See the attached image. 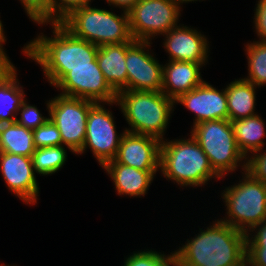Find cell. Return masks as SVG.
<instances>
[{
	"instance_id": "cell-31",
	"label": "cell",
	"mask_w": 266,
	"mask_h": 266,
	"mask_svg": "<svg viewBox=\"0 0 266 266\" xmlns=\"http://www.w3.org/2000/svg\"><path fill=\"white\" fill-rule=\"evenodd\" d=\"M94 0H51V22H60L74 8L86 6Z\"/></svg>"
},
{
	"instance_id": "cell-27",
	"label": "cell",
	"mask_w": 266,
	"mask_h": 266,
	"mask_svg": "<svg viewBox=\"0 0 266 266\" xmlns=\"http://www.w3.org/2000/svg\"><path fill=\"white\" fill-rule=\"evenodd\" d=\"M33 140L35 148L63 145L58 127L50 118L33 130Z\"/></svg>"
},
{
	"instance_id": "cell-3",
	"label": "cell",
	"mask_w": 266,
	"mask_h": 266,
	"mask_svg": "<svg viewBox=\"0 0 266 266\" xmlns=\"http://www.w3.org/2000/svg\"><path fill=\"white\" fill-rule=\"evenodd\" d=\"M189 137L161 141L160 172L164 178L186 188L204 187L210 180L221 179L197 141L191 134Z\"/></svg>"
},
{
	"instance_id": "cell-10",
	"label": "cell",
	"mask_w": 266,
	"mask_h": 266,
	"mask_svg": "<svg viewBox=\"0 0 266 266\" xmlns=\"http://www.w3.org/2000/svg\"><path fill=\"white\" fill-rule=\"evenodd\" d=\"M105 104L115 105V102H96L87 116L85 142L77 155H82L90 149L95 160L102 167L115 158L121 139L126 132L117 133L115 119L111 109H106Z\"/></svg>"
},
{
	"instance_id": "cell-2",
	"label": "cell",
	"mask_w": 266,
	"mask_h": 266,
	"mask_svg": "<svg viewBox=\"0 0 266 266\" xmlns=\"http://www.w3.org/2000/svg\"><path fill=\"white\" fill-rule=\"evenodd\" d=\"M175 250L179 266H246L247 235L219 219Z\"/></svg>"
},
{
	"instance_id": "cell-11",
	"label": "cell",
	"mask_w": 266,
	"mask_h": 266,
	"mask_svg": "<svg viewBox=\"0 0 266 266\" xmlns=\"http://www.w3.org/2000/svg\"><path fill=\"white\" fill-rule=\"evenodd\" d=\"M152 41L126 42L127 90L161 92L163 64L149 51Z\"/></svg>"
},
{
	"instance_id": "cell-7",
	"label": "cell",
	"mask_w": 266,
	"mask_h": 266,
	"mask_svg": "<svg viewBox=\"0 0 266 266\" xmlns=\"http://www.w3.org/2000/svg\"><path fill=\"white\" fill-rule=\"evenodd\" d=\"M241 173L239 183L225 187L221 193L227 215L219 220L248 233L266 219V185L247 171Z\"/></svg>"
},
{
	"instance_id": "cell-17",
	"label": "cell",
	"mask_w": 266,
	"mask_h": 266,
	"mask_svg": "<svg viewBox=\"0 0 266 266\" xmlns=\"http://www.w3.org/2000/svg\"><path fill=\"white\" fill-rule=\"evenodd\" d=\"M163 65V84L161 92L172 100L201 85L205 80L201 69L207 63L169 61Z\"/></svg>"
},
{
	"instance_id": "cell-23",
	"label": "cell",
	"mask_w": 266,
	"mask_h": 266,
	"mask_svg": "<svg viewBox=\"0 0 266 266\" xmlns=\"http://www.w3.org/2000/svg\"><path fill=\"white\" fill-rule=\"evenodd\" d=\"M17 75L16 71L6 82L0 84V124L14 123L18 110L26 99Z\"/></svg>"
},
{
	"instance_id": "cell-36",
	"label": "cell",
	"mask_w": 266,
	"mask_h": 266,
	"mask_svg": "<svg viewBox=\"0 0 266 266\" xmlns=\"http://www.w3.org/2000/svg\"><path fill=\"white\" fill-rule=\"evenodd\" d=\"M138 0H106L109 6L128 12Z\"/></svg>"
},
{
	"instance_id": "cell-37",
	"label": "cell",
	"mask_w": 266,
	"mask_h": 266,
	"mask_svg": "<svg viewBox=\"0 0 266 266\" xmlns=\"http://www.w3.org/2000/svg\"><path fill=\"white\" fill-rule=\"evenodd\" d=\"M3 27L4 26H3L2 21L0 19V43H5L7 41Z\"/></svg>"
},
{
	"instance_id": "cell-16",
	"label": "cell",
	"mask_w": 266,
	"mask_h": 266,
	"mask_svg": "<svg viewBox=\"0 0 266 266\" xmlns=\"http://www.w3.org/2000/svg\"><path fill=\"white\" fill-rule=\"evenodd\" d=\"M161 141L157 138L125 132L115 158L107 163L125 164L141 170H160Z\"/></svg>"
},
{
	"instance_id": "cell-1",
	"label": "cell",
	"mask_w": 266,
	"mask_h": 266,
	"mask_svg": "<svg viewBox=\"0 0 266 266\" xmlns=\"http://www.w3.org/2000/svg\"><path fill=\"white\" fill-rule=\"evenodd\" d=\"M52 27V36L39 33L22 49L27 58L42 68L45 80L55 86L72 67L92 66L98 46L75 37L60 22L38 23Z\"/></svg>"
},
{
	"instance_id": "cell-12",
	"label": "cell",
	"mask_w": 266,
	"mask_h": 266,
	"mask_svg": "<svg viewBox=\"0 0 266 266\" xmlns=\"http://www.w3.org/2000/svg\"><path fill=\"white\" fill-rule=\"evenodd\" d=\"M61 95L88 99L94 102H115L117 93L111 88L100 70L97 59L92 66L72 67L54 86Z\"/></svg>"
},
{
	"instance_id": "cell-34",
	"label": "cell",
	"mask_w": 266,
	"mask_h": 266,
	"mask_svg": "<svg viewBox=\"0 0 266 266\" xmlns=\"http://www.w3.org/2000/svg\"><path fill=\"white\" fill-rule=\"evenodd\" d=\"M3 44L5 43H0V84L6 82L17 71L15 65L7 56Z\"/></svg>"
},
{
	"instance_id": "cell-25",
	"label": "cell",
	"mask_w": 266,
	"mask_h": 266,
	"mask_svg": "<svg viewBox=\"0 0 266 266\" xmlns=\"http://www.w3.org/2000/svg\"><path fill=\"white\" fill-rule=\"evenodd\" d=\"M245 52L248 63V76L244 79L257 87L266 85V42H247Z\"/></svg>"
},
{
	"instance_id": "cell-6",
	"label": "cell",
	"mask_w": 266,
	"mask_h": 266,
	"mask_svg": "<svg viewBox=\"0 0 266 266\" xmlns=\"http://www.w3.org/2000/svg\"><path fill=\"white\" fill-rule=\"evenodd\" d=\"M191 136L207 155L213 170L221 177L241 167L246 171V157L239 150L231 121L210 120L191 127Z\"/></svg>"
},
{
	"instance_id": "cell-30",
	"label": "cell",
	"mask_w": 266,
	"mask_h": 266,
	"mask_svg": "<svg viewBox=\"0 0 266 266\" xmlns=\"http://www.w3.org/2000/svg\"><path fill=\"white\" fill-rule=\"evenodd\" d=\"M246 171L266 185V150L253 152L246 158Z\"/></svg>"
},
{
	"instance_id": "cell-28",
	"label": "cell",
	"mask_w": 266,
	"mask_h": 266,
	"mask_svg": "<svg viewBox=\"0 0 266 266\" xmlns=\"http://www.w3.org/2000/svg\"><path fill=\"white\" fill-rule=\"evenodd\" d=\"M27 17L34 23L51 22V0H19Z\"/></svg>"
},
{
	"instance_id": "cell-9",
	"label": "cell",
	"mask_w": 266,
	"mask_h": 266,
	"mask_svg": "<svg viewBox=\"0 0 266 266\" xmlns=\"http://www.w3.org/2000/svg\"><path fill=\"white\" fill-rule=\"evenodd\" d=\"M45 103L50 120L58 127L63 146L76 155L85 142L87 116L96 102L58 94Z\"/></svg>"
},
{
	"instance_id": "cell-29",
	"label": "cell",
	"mask_w": 266,
	"mask_h": 266,
	"mask_svg": "<svg viewBox=\"0 0 266 266\" xmlns=\"http://www.w3.org/2000/svg\"><path fill=\"white\" fill-rule=\"evenodd\" d=\"M19 114L20 117L16 118L15 122L32 131L43 125L49 119V117H44L41 114L37 106L29 104L27 99L22 102L17 116Z\"/></svg>"
},
{
	"instance_id": "cell-38",
	"label": "cell",
	"mask_w": 266,
	"mask_h": 266,
	"mask_svg": "<svg viewBox=\"0 0 266 266\" xmlns=\"http://www.w3.org/2000/svg\"><path fill=\"white\" fill-rule=\"evenodd\" d=\"M181 1V4H183V3H190V2H196V1H198V0H180ZM199 1H203V0H199ZM205 1V0H204Z\"/></svg>"
},
{
	"instance_id": "cell-14",
	"label": "cell",
	"mask_w": 266,
	"mask_h": 266,
	"mask_svg": "<svg viewBox=\"0 0 266 266\" xmlns=\"http://www.w3.org/2000/svg\"><path fill=\"white\" fill-rule=\"evenodd\" d=\"M162 36L169 61L208 63L210 53L208 37L198 32V29L179 24Z\"/></svg>"
},
{
	"instance_id": "cell-19",
	"label": "cell",
	"mask_w": 266,
	"mask_h": 266,
	"mask_svg": "<svg viewBox=\"0 0 266 266\" xmlns=\"http://www.w3.org/2000/svg\"><path fill=\"white\" fill-rule=\"evenodd\" d=\"M96 59L111 88L116 93L127 90L126 43L99 46Z\"/></svg>"
},
{
	"instance_id": "cell-13",
	"label": "cell",
	"mask_w": 266,
	"mask_h": 266,
	"mask_svg": "<svg viewBox=\"0 0 266 266\" xmlns=\"http://www.w3.org/2000/svg\"><path fill=\"white\" fill-rule=\"evenodd\" d=\"M0 172L12 194L27 205L37 204L40 188L31 157L2 152Z\"/></svg>"
},
{
	"instance_id": "cell-4",
	"label": "cell",
	"mask_w": 266,
	"mask_h": 266,
	"mask_svg": "<svg viewBox=\"0 0 266 266\" xmlns=\"http://www.w3.org/2000/svg\"><path fill=\"white\" fill-rule=\"evenodd\" d=\"M115 105L130 126L125 128L126 132L148 135L160 141L164 140L176 106L175 101L162 92L135 90L117 93Z\"/></svg>"
},
{
	"instance_id": "cell-22",
	"label": "cell",
	"mask_w": 266,
	"mask_h": 266,
	"mask_svg": "<svg viewBox=\"0 0 266 266\" xmlns=\"http://www.w3.org/2000/svg\"><path fill=\"white\" fill-rule=\"evenodd\" d=\"M2 152L32 157L35 152L33 131L14 123L0 124Z\"/></svg>"
},
{
	"instance_id": "cell-15",
	"label": "cell",
	"mask_w": 266,
	"mask_h": 266,
	"mask_svg": "<svg viewBox=\"0 0 266 266\" xmlns=\"http://www.w3.org/2000/svg\"><path fill=\"white\" fill-rule=\"evenodd\" d=\"M181 104L194 113L193 125L210 120H228L226 89L217 90L204 81L193 90L181 95L175 104Z\"/></svg>"
},
{
	"instance_id": "cell-33",
	"label": "cell",
	"mask_w": 266,
	"mask_h": 266,
	"mask_svg": "<svg viewBox=\"0 0 266 266\" xmlns=\"http://www.w3.org/2000/svg\"><path fill=\"white\" fill-rule=\"evenodd\" d=\"M254 11V32L258 41L266 42V0H258Z\"/></svg>"
},
{
	"instance_id": "cell-24",
	"label": "cell",
	"mask_w": 266,
	"mask_h": 266,
	"mask_svg": "<svg viewBox=\"0 0 266 266\" xmlns=\"http://www.w3.org/2000/svg\"><path fill=\"white\" fill-rule=\"evenodd\" d=\"M67 148L63 145L36 148L31 157L34 172L48 176L59 171L67 161Z\"/></svg>"
},
{
	"instance_id": "cell-20",
	"label": "cell",
	"mask_w": 266,
	"mask_h": 266,
	"mask_svg": "<svg viewBox=\"0 0 266 266\" xmlns=\"http://www.w3.org/2000/svg\"><path fill=\"white\" fill-rule=\"evenodd\" d=\"M259 88L243 77L226 85L228 119H244L256 115V89Z\"/></svg>"
},
{
	"instance_id": "cell-21",
	"label": "cell",
	"mask_w": 266,
	"mask_h": 266,
	"mask_svg": "<svg viewBox=\"0 0 266 266\" xmlns=\"http://www.w3.org/2000/svg\"><path fill=\"white\" fill-rule=\"evenodd\" d=\"M259 114L231 121L239 150L247 158L251 153L264 149L266 126ZM264 140V141H263Z\"/></svg>"
},
{
	"instance_id": "cell-26",
	"label": "cell",
	"mask_w": 266,
	"mask_h": 266,
	"mask_svg": "<svg viewBox=\"0 0 266 266\" xmlns=\"http://www.w3.org/2000/svg\"><path fill=\"white\" fill-rule=\"evenodd\" d=\"M124 261L123 266H179L175 251L166 255L154 249L134 251Z\"/></svg>"
},
{
	"instance_id": "cell-32",
	"label": "cell",
	"mask_w": 266,
	"mask_h": 266,
	"mask_svg": "<svg viewBox=\"0 0 266 266\" xmlns=\"http://www.w3.org/2000/svg\"><path fill=\"white\" fill-rule=\"evenodd\" d=\"M249 232L246 233L247 250L266 251V219L255 225Z\"/></svg>"
},
{
	"instance_id": "cell-35",
	"label": "cell",
	"mask_w": 266,
	"mask_h": 266,
	"mask_svg": "<svg viewBox=\"0 0 266 266\" xmlns=\"http://www.w3.org/2000/svg\"><path fill=\"white\" fill-rule=\"evenodd\" d=\"M246 266H266V251L247 250Z\"/></svg>"
},
{
	"instance_id": "cell-39",
	"label": "cell",
	"mask_w": 266,
	"mask_h": 266,
	"mask_svg": "<svg viewBox=\"0 0 266 266\" xmlns=\"http://www.w3.org/2000/svg\"><path fill=\"white\" fill-rule=\"evenodd\" d=\"M0 266H11V265L0 264ZM12 266H15V265H12Z\"/></svg>"
},
{
	"instance_id": "cell-18",
	"label": "cell",
	"mask_w": 266,
	"mask_h": 266,
	"mask_svg": "<svg viewBox=\"0 0 266 266\" xmlns=\"http://www.w3.org/2000/svg\"><path fill=\"white\" fill-rule=\"evenodd\" d=\"M102 169L113 181L118 196L144 197L160 170H141L120 163H105ZM142 196V197H141Z\"/></svg>"
},
{
	"instance_id": "cell-8",
	"label": "cell",
	"mask_w": 266,
	"mask_h": 266,
	"mask_svg": "<svg viewBox=\"0 0 266 266\" xmlns=\"http://www.w3.org/2000/svg\"><path fill=\"white\" fill-rule=\"evenodd\" d=\"M180 0H138L128 11L129 29L136 41H152L178 26Z\"/></svg>"
},
{
	"instance_id": "cell-5",
	"label": "cell",
	"mask_w": 266,
	"mask_h": 266,
	"mask_svg": "<svg viewBox=\"0 0 266 266\" xmlns=\"http://www.w3.org/2000/svg\"><path fill=\"white\" fill-rule=\"evenodd\" d=\"M89 5L74 8L60 23L75 37L102 46L132 42L129 15H117L106 9Z\"/></svg>"
}]
</instances>
